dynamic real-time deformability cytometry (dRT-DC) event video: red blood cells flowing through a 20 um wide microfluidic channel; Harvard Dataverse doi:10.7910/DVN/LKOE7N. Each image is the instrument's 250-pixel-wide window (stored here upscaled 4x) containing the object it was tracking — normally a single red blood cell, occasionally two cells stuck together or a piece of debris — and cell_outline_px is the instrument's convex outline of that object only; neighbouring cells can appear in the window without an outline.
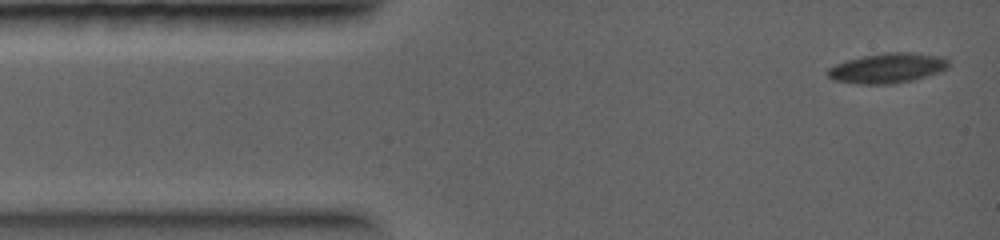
{"species": "common noctule bat (a hibernating species)", "species_latin": "Nyctalus noctula", "temperature_condition": "warm", "stored_images_in_passage": 48, "camera_frame_rate_fps": 5000, "um_per_image_px": 0.085, "animal": {"sex": "female", "body_mass_g": 19.0, "forearm_length_mm": 56.7}, "frame": {"image": 1, "passage_image": 1, "time_ms": 0.0, "image_size_px": [1000, 240], "cell_outline_px": [[948, 68], [912, 80], [892, 84], [860, 84], [832, 80], [824, 72], [828, 68], [844, 60], [864, 56], [888, 52], [912, 52], [940, 56], [948, 60]], "centroid_in_image_um": [75.36, 5.78], "position_along_channel_um": 9.6, "area_um2": 21.04}}
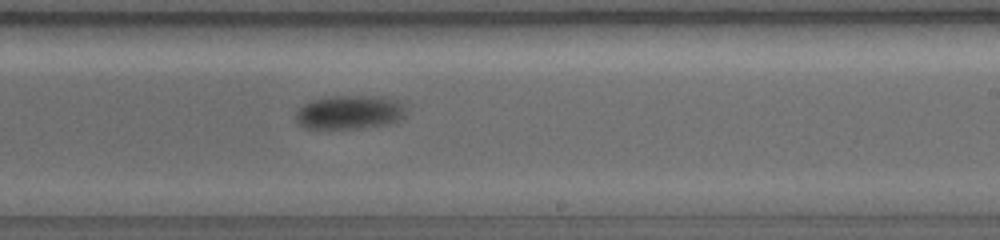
{"frame": {"image": 2, "passage_image": 25, "time_ms": 6.4, "image_size_px": [1000, 240], "cell_outline_px": [[404, 116], [400, 120], [388, 124], [360, 128], [304, 128], [296, 120], [296, 112], [304, 104], [312, 100], [332, 96], [364, 96], [396, 100], [404, 108]], "centroid_in_image_um": [29.67, 9.56], "position_along_channel_um": 259.3, "area_um2": 21.27}}
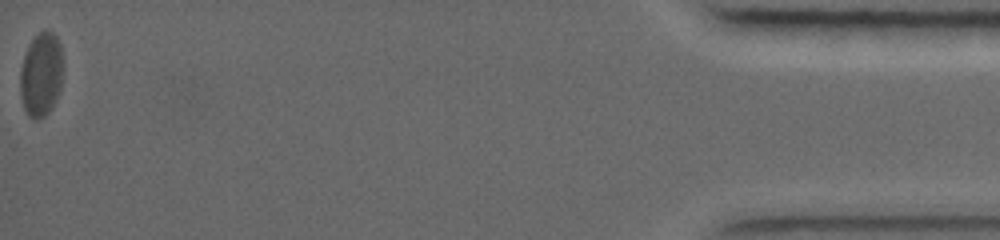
{"frame": {"image": 3, "passage_image": 48, "time_ms": 12.4, "image_size_px": [1000, 240], "cell_outline_px": [[60, 92], [52, 108], [44, 116], [36, 120], [28, 116], [24, 108], [20, 96], [20, 72], [24, 56], [32, 40], [44, 28], [48, 28], [56, 36], [60, 44]], "centroid_in_image_um": [3.47, 6.36], "position_along_channel_um": 431.7, "area_um2": 20.69}}